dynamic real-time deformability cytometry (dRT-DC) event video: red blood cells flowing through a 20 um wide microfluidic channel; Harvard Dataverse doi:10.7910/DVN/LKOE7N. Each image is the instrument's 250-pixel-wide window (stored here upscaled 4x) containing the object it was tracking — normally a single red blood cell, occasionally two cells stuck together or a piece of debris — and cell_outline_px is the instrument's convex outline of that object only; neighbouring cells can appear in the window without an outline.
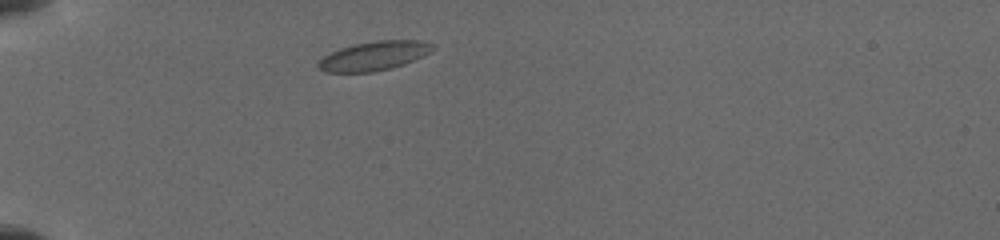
{"species": "common noctule bat (a hibernating species)", "species_latin": "Nyctalus noctula", "temperature_condition": "cold", "stored_images_in_passage": 12, "camera_frame_rate_fps": 3000, "um_per_image_px": 0.085, "animal": {"sex": "female", "body_mass_g": 19.5, "forearm_length_mm": 54.1}, "frame": {"image": 1, "passage_image": 1, "time_ms": 0.0, "image_size_px": [1000, 240], "cell_outline_px": [[436, 48], [404, 64], [392, 68], [372, 72], [324, 72], [316, 64], [324, 56], [340, 48], [352, 44], [376, 40], [420, 40], [436, 44]], "centroid_in_image_um": [31.79, 4.74], "position_along_channel_um": 53.2, "area_um2": 19.36}}
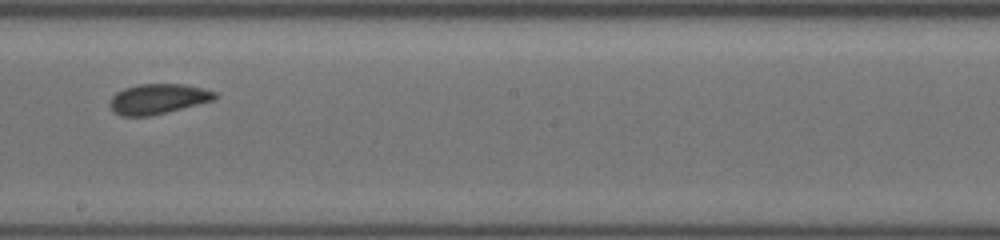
{"frame": {"image": 2, "passage_image": 6, "time_ms": 5.333, "image_size_px": [1000, 240], "cell_outline_px": [[216, 100], [152, 116], [120, 116], [112, 112], [108, 104], [108, 100], [116, 92], [124, 88], [136, 84], [184, 84], [216, 92]], "centroid_in_image_um": [13.37, 8.42], "position_along_channel_um": 234.8, "area_um2": 18.79}}
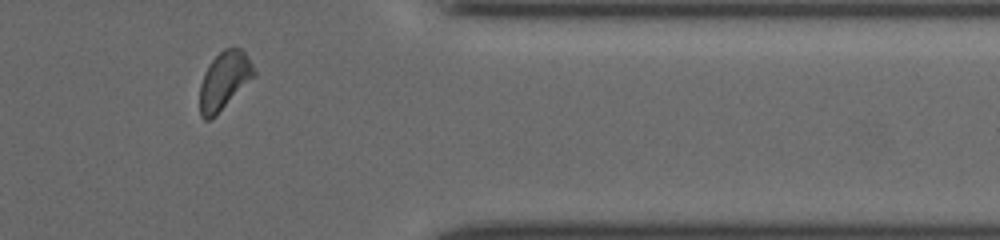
{"frame": {"image": 3, "passage_image": 10, "time_ms": 9.667, "image_size_px": [1000, 240], "cell_outline_px": [[256, 76], [216, 116], [208, 120], [204, 120], [200, 116], [200, 84], [204, 72], [212, 60], [224, 48], [240, 48], [244, 52], [252, 64], [256, 72]], "centroid_in_image_um": [19.06, 6.88], "position_along_channel_um": 392.3, "area_um2": 18.38}}